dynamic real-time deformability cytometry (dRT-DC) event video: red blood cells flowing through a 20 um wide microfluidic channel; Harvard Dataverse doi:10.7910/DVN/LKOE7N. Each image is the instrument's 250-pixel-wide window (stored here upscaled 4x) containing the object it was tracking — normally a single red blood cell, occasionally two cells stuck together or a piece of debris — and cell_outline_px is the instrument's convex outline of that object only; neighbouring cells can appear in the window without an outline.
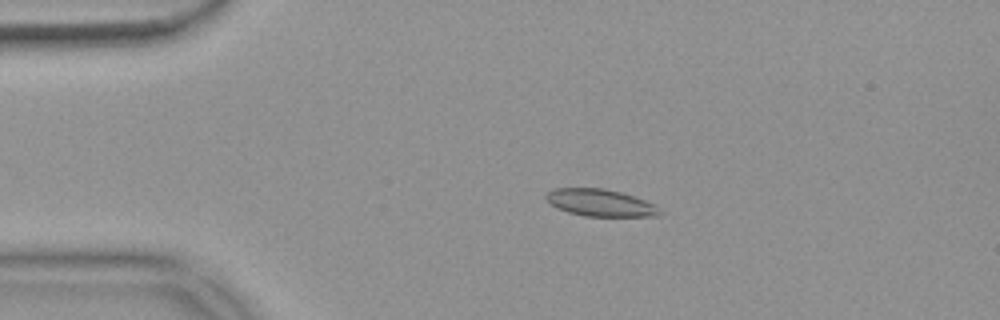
{"species": "common noctule bat (a hibernating species)", "species_latin": "Nyctalus noctula", "temperature_condition": "warm", "stored_images_in_passage": 55, "camera_frame_rate_fps": 3000, "um_per_image_px": 0.085, "animal": {"sex": "female", "body_mass_g": 18.4}, "frame": {"image": 1, "passage_image": 12, "time_ms": 3.667, "image_size_px": [1000, 320], "cell_outline_px": [[660, 212], [656, 216], [584, 216], [568, 212], [556, 208], [544, 196], [552, 188], [604, 188], [620, 192], [644, 200], [652, 204]], "centroid_in_image_um": [50.95, 17.23], "position_along_channel_um": 34.1, "area_um2": 17.63}}
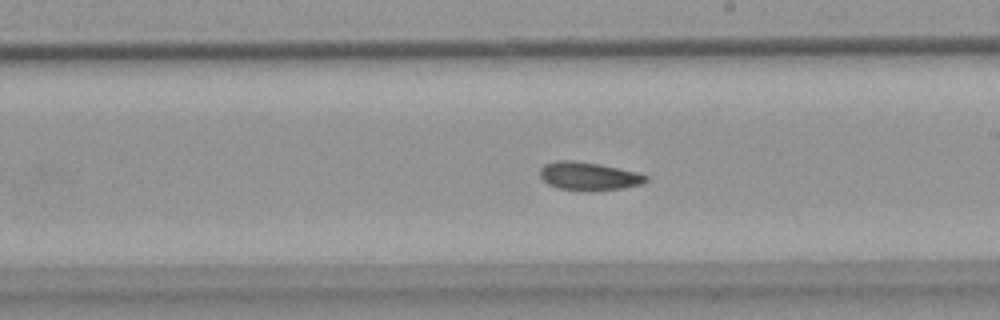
{"frame": {"image": 2, "passage_image": 32, "time_ms": 10.333, "image_size_px": [1000, 320], "cell_outline_px": [[648, 180], [640, 184], [620, 188], [556, 188], [548, 184], [540, 176], [540, 168], [544, 164], [556, 160], [572, 160], [600, 164], [636, 172], [648, 176]], "centroid_in_image_um": [49.99, 14.91], "position_along_channel_um": 239.0, "area_um2": 16.59}}
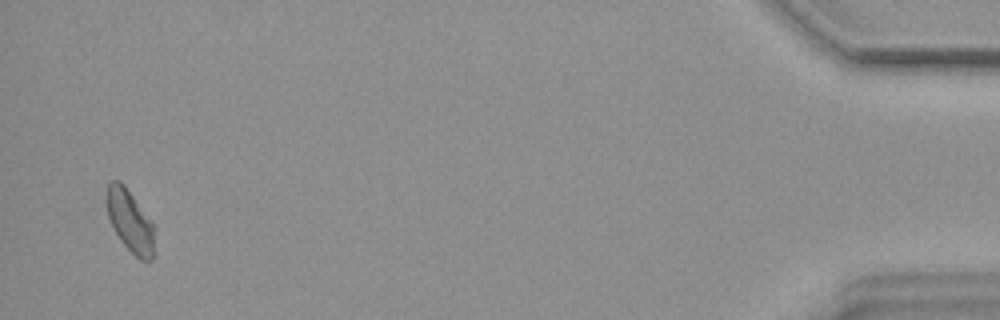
{"frame": {"image": 3, "passage_image": 54, "time_ms": 17.667, "image_size_px": [1000, 320], "cell_outline_px": [[152, 260], [140, 260], [120, 240], [112, 228], [108, 216], [104, 200], [104, 196], [108, 184], [112, 180], [120, 180], [124, 184], [152, 224]], "centroid_in_image_um": [10.95, 18.72], "position_along_channel_um": 424.2, "area_um2": 16.94}, "authors_computed_cell_mechanics": {"area_um2": 17.5134, "velocity_mm_per_s": 3.6852, "shape_relaxation_time_tau1_ms": null, "shape_relaxation_time_tau2_ms": 3.6698, "deformation_change_tau1": null, "deformation_change_tau2": 0.0839}}